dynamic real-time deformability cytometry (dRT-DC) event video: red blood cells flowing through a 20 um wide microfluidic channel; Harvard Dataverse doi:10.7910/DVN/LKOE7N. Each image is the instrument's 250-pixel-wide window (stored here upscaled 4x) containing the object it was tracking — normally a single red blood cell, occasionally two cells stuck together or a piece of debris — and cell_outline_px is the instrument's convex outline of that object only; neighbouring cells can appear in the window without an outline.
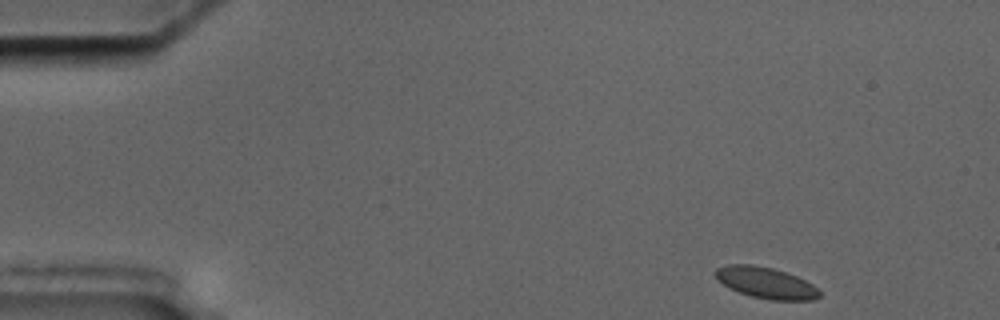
{"species": "common noctule bat (a hibernating species)", "species_latin": "Nyctalus noctula", "temperature_condition": "cold", "stored_images_in_passage": 52, "camera_frame_rate_fps": 3000, "um_per_image_px": 0.085, "animal": {"sex": "male", "body_mass_g": 17.5, "forearm_length_mm": 52.3}, "frame": {"image": 1, "passage_image": 1, "time_ms": 0.0, "image_size_px": [1000, 320], "cell_outline_px": [[820, 296], [816, 300], [768, 300], [752, 296], [740, 292], [716, 280], [712, 272], [716, 268], [728, 264], [752, 264], [772, 268], [796, 276], [812, 284], [820, 292]], "centroid_in_image_um": [65.07, 24.03], "position_along_channel_um": 19.9, "area_um2": 18.9}}
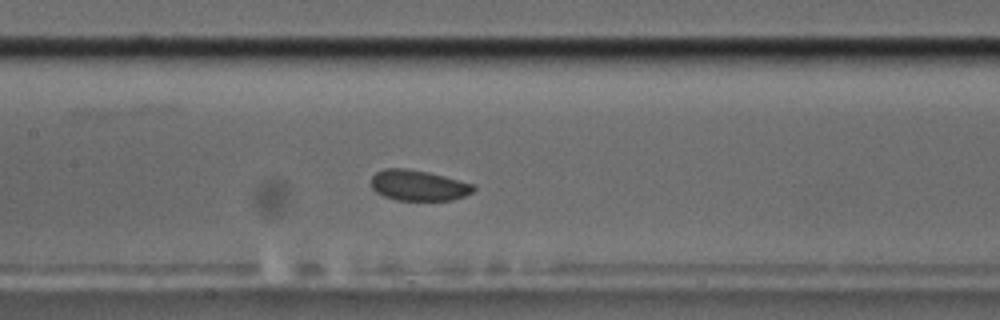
{"frame": {"image": 2, "passage_image": 22, "time_ms": 7.0, "image_size_px": [1000, 320], "cell_outline_px": [[476, 188], [472, 192], [464, 196], [452, 200], [396, 200], [384, 196], [376, 192], [372, 188], [372, 176], [376, 172], [384, 168], [404, 168], [428, 172], [444, 176], [472, 184]], "centroid_in_image_um": [35.54, 15.76], "position_along_channel_um": 171.9, "area_um2": 18.15}}
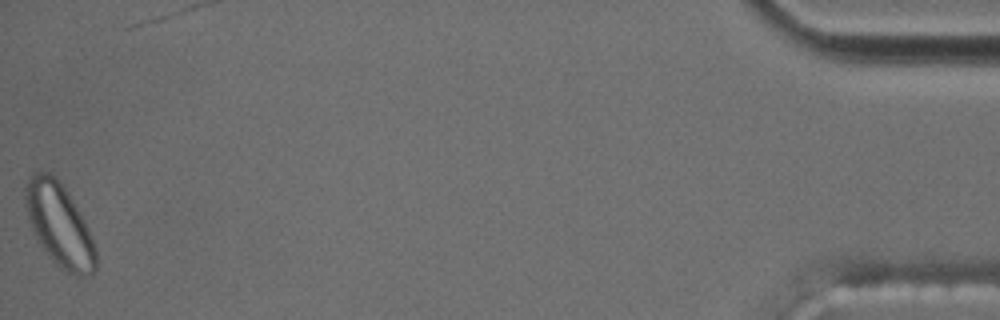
{"frame": {"image": 3, "passage_image": 52, "time_ms": 17.0, "image_size_px": [1000, 320], "cell_outline_px": [[96, 268], [92, 272], [84, 276], [72, 276], [64, 272], [52, 260], [40, 244], [28, 220], [24, 196], [24, 188], [32, 172], [48, 172], [56, 176], [68, 192], [84, 220], [96, 248]], "centroid_in_image_um": [5.03, 19.11], "position_along_channel_um": 430.2, "area_um2": 34.04}, "authors_computed_cell_mechanics": {"area_um2": 18.9006, "velocity_mm_per_s": 3.5206, "shape_relaxation_time_tau1_ms": 2.3564, "shape_relaxation_time_tau2_ms": null, "deformation_change_tau1": 0.041, "deformation_change_tau2": null}}